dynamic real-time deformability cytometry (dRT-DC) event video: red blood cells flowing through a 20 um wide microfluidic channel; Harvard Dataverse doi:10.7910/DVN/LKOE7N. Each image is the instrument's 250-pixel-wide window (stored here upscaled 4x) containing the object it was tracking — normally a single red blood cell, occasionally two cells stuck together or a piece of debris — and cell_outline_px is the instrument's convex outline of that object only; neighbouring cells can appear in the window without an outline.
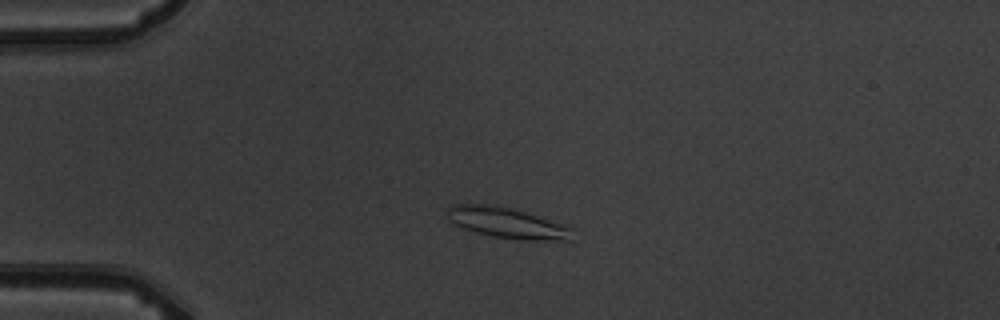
{"species": "common noctule bat (a hibernating species)", "species_latin": "Nyctalus noctula", "temperature_condition": "warm", "stored_images_in_passage": 4, "camera_frame_rate_fps": 3000, "um_per_image_px": 0.085, "animal": {"sex": "male", "body_mass_g": 19.5, "forearm_length_mm": 54.6}, "frame": {"image": 1, "passage_image": 3, "time_ms": 2.333, "image_size_px": [1000, 320], "cell_outline_px": [[572, 240], [520, 240], [492, 236], [476, 232], [464, 228], [456, 224], [452, 220], [448, 208], [452, 204], [496, 204], [524, 212], [564, 224], [572, 228]], "centroid_in_image_um": [43.15, 18.95], "position_along_channel_um": 41.8, "area_um2": 22.02}}